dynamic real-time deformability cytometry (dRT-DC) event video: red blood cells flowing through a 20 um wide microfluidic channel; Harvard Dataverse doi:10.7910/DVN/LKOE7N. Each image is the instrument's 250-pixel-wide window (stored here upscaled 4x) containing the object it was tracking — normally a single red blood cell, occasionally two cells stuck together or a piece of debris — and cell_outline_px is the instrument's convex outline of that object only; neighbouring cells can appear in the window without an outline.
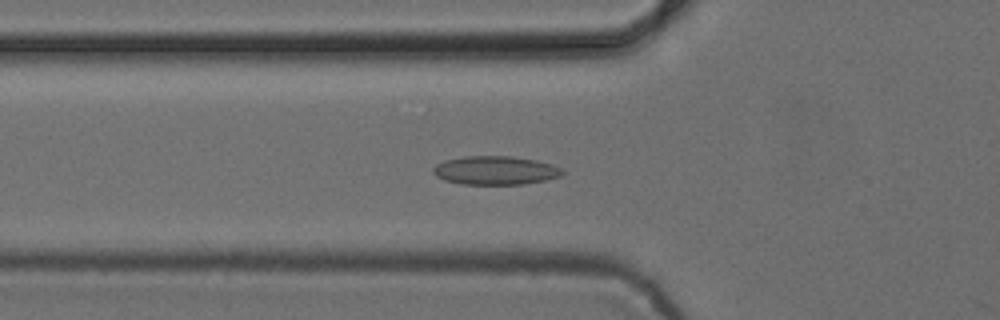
{"species": "common noctule bat (a hibernating species)", "species_latin": "Nyctalus noctula", "temperature_condition": "cold", "stored_images_in_passage": 40, "camera_frame_rate_fps": 3000, "um_per_image_px": 0.085, "animal": {"sex": "female", "body_mass_g": 24.6, "forearm_length_mm": 56.2}, "frame": {"image": 1, "passage_image": 7, "time_ms": 2.0, "image_size_px": [1000, 320], "cell_outline_px": [[568, 172], [560, 176], [544, 180], [524, 184], [460, 184], [444, 180], [436, 176], [432, 172], [432, 168], [436, 164], [444, 160], [464, 156], [512, 156], [536, 160], [552, 164], [564, 168]], "centroid_in_image_um": [42.12, 14.48], "position_along_channel_um": 83.7, "area_um2": 21.85}}
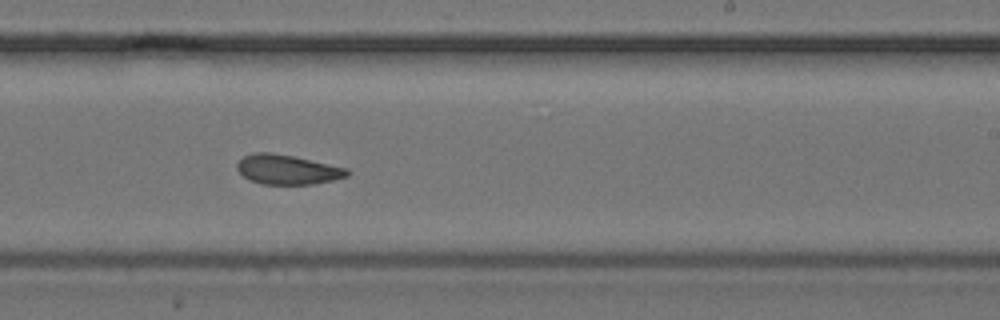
{"frame": {"image": 2, "passage_image": 21, "time_ms": 6.667, "image_size_px": [1000, 320], "cell_outline_px": [[352, 172], [348, 176], [316, 184], [264, 184], [252, 180], [244, 176], [236, 168], [236, 164], [244, 156], [252, 152], [272, 152], [292, 156], [348, 168]], "centroid_in_image_um": [24.45, 14.4], "position_along_channel_um": 264.5, "area_um2": 18.96}}
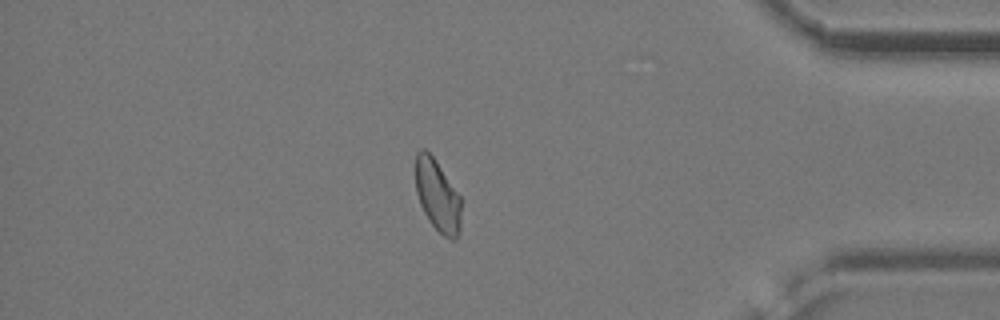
{"frame": {"image": 3, "passage_image": 34, "time_ms": 11.0, "image_size_px": [1000, 320], "cell_outline_px": [[460, 232], [456, 240], [452, 240], [444, 236], [428, 220], [420, 204], [416, 192], [416, 152], [420, 148], [424, 148], [436, 160], [460, 196]], "centroid_in_image_um": [37.18, 16.63], "position_along_channel_um": 398.0, "area_um2": 19.02}}